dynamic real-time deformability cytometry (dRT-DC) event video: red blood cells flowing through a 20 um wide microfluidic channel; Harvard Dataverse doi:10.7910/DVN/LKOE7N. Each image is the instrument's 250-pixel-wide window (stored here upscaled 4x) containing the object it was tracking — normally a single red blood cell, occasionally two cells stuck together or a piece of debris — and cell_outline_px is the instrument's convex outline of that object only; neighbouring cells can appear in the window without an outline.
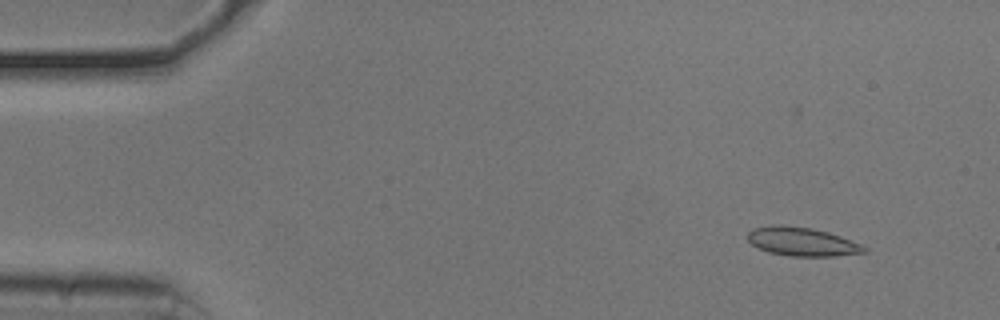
{"species": "common noctule bat (a hibernating species)", "species_latin": "Nyctalus noctula", "temperature_condition": "cold", "stored_images_in_passage": 53, "camera_frame_rate_fps": 3000, "um_per_image_px": 0.085, "animal": {"sex": "male", "body_mass_g": 20.5, "forearm_length_mm": 52.5}, "frame": {"image": 1, "passage_image": 5, "time_ms": 1.333, "image_size_px": [1000, 320], "cell_outline_px": [[868, 252], [836, 256], [792, 256], [768, 252], [752, 244], [748, 240], [748, 232], [752, 228], [772, 224], [780, 224], [812, 228], [828, 232], [840, 236], [860, 244], [868, 248]], "centroid_in_image_um": [68.17, 20.53], "position_along_channel_um": 16.8, "area_um2": 19.54}}
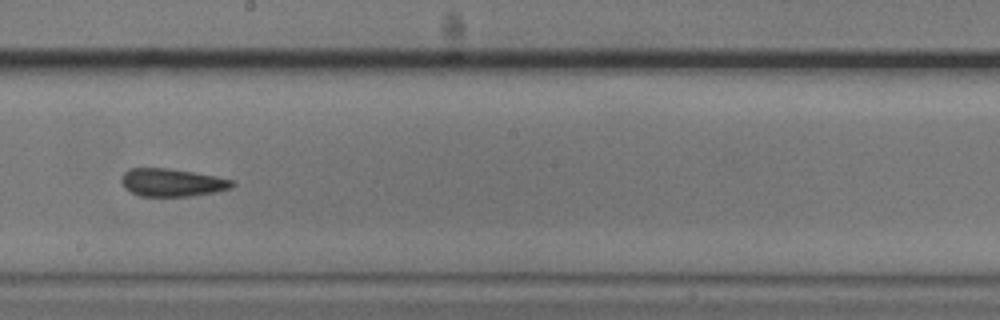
{"frame": {"image": 2, "passage_image": 30, "time_ms": 9.667, "image_size_px": [1000, 320], "cell_outline_px": [[236, 184], [232, 188], [216, 192], [192, 196], [140, 196], [124, 188], [120, 180], [124, 172], [128, 168], [168, 168], [216, 176], [236, 180]], "centroid_in_image_um": [14.65, 15.51], "position_along_channel_um": 233.5, "area_um2": 18.21}}
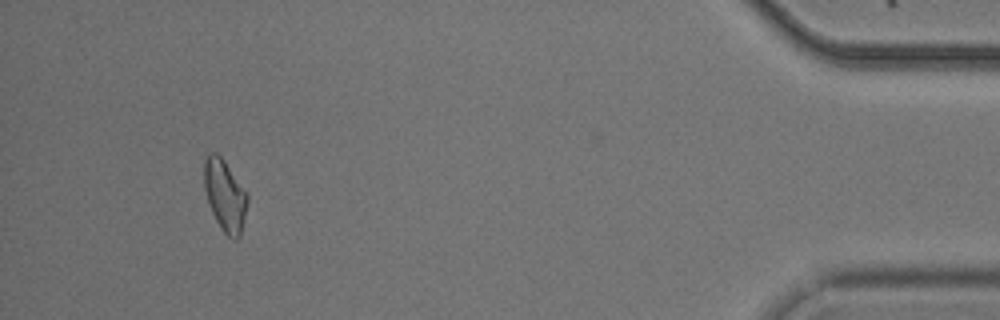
{"frame": {"image": 3, "passage_image": 50, "time_ms": 16.333, "image_size_px": [1000, 320], "cell_outline_px": [[248, 200], [240, 236], [236, 240], [232, 240], [224, 232], [216, 220], [212, 212], [204, 188], [204, 160], [208, 152], [216, 152], [224, 160], [248, 192]], "centroid_in_image_um": [19.12, 16.58], "position_along_channel_um": 416.1, "area_um2": 18.09}, "authors_computed_cell_mechanics": {"area_um2": 18.207, "velocity_mm_per_s": 3.7617, "shape_relaxation_time_tau1_ms": null, "shape_relaxation_time_tau2_ms": 6.133, "deformation_change_tau1": null, "deformation_change_tau2": 0.1008}}